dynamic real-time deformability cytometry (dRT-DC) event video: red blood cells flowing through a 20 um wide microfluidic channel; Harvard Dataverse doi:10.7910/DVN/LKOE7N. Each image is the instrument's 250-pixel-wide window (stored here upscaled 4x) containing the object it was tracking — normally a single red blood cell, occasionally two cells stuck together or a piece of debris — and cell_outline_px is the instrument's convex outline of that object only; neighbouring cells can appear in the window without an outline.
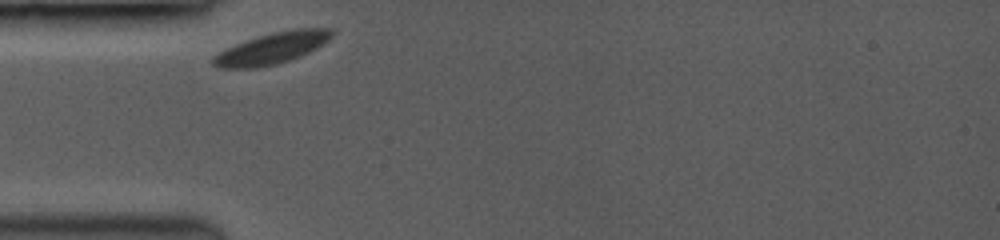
{"species": "common noctule bat (a hibernating species)", "species_latin": "Nyctalus noctula", "temperature_condition": "room temperature", "stored_images_in_passage": 18, "camera_frame_rate_fps": 3500, "um_per_image_px": 0.085, "animal": {"sex": "female", "body_mass_g": 19.0, "forearm_length_mm": 53.3}, "frame": {"image": 1, "passage_image": 1, "time_ms": 0.0, "image_size_px": [1000, 240], "cell_outline_px": [[332, 36], [324, 44], [300, 56], [276, 64], [256, 68], [216, 68], [212, 64], [212, 56], [236, 44], [272, 32], [292, 28], [332, 28]], "centroid_in_image_um": [23.12, 4.1], "position_along_channel_um": 61.9, "area_um2": 21.5}}
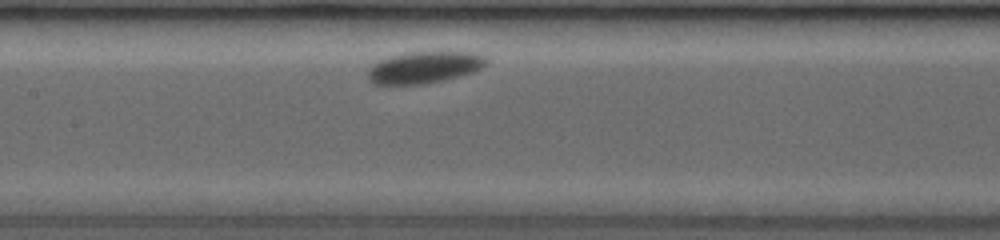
{"frame": {"image": 2, "passage_image": 8, "time_ms": 2.0, "image_size_px": [1000, 240], "cell_outline_px": [[488, 60], [484, 68], [460, 76], [424, 84], [372, 84], [368, 80], [368, 68], [372, 64], [388, 56], [404, 52], [476, 52], [488, 56]], "centroid_in_image_um": [36.08, 5.71], "position_along_channel_um": 171.3, "area_um2": 22.25}}
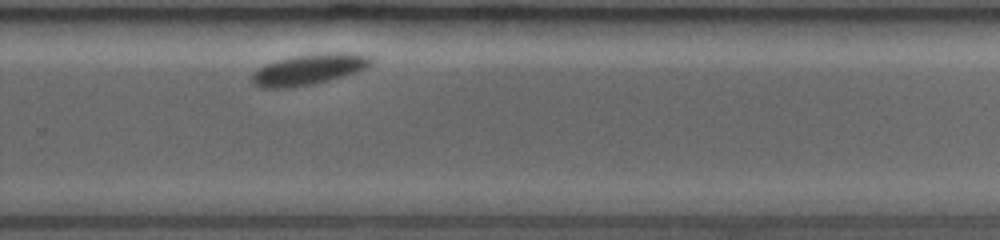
{"frame": {"image": 3, "passage_image": 18, "time_ms": 4.857, "image_size_px": [1000, 240], "cell_outline_px": [[372, 60], [368, 64], [352, 72], [340, 76], [312, 84], [276, 88], [264, 88], [256, 84], [252, 80], [252, 76], [260, 68], [268, 64], [280, 60], [296, 56], [324, 52], [364, 52]], "centroid_in_image_um": [26.28, 5.86], "position_along_channel_um": 303.5, "area_um2": 20.35}}